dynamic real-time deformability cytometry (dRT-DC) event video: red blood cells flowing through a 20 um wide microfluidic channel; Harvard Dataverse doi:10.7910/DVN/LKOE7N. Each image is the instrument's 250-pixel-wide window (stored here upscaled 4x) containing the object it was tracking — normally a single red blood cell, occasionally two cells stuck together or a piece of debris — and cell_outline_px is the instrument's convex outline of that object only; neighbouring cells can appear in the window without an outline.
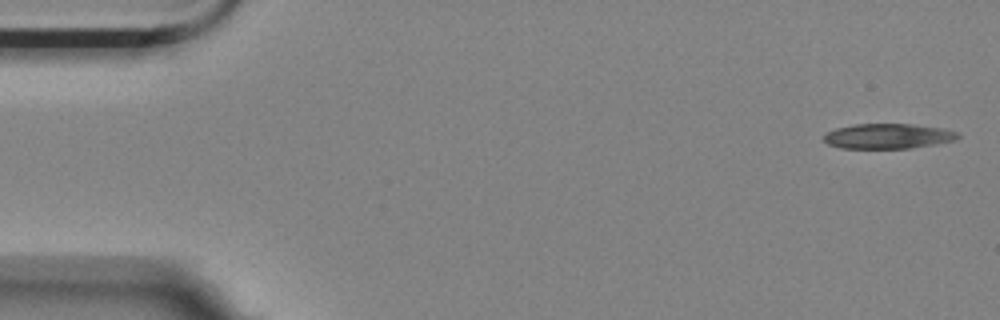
{"species": "Egyptian fruit bat (a non-hibernating species)", "species_latin": "Rousettus aegyptiacus", "temperature_condition": "room temperature", "stored_images_in_passage": 4, "camera_frame_rate_fps": 3000, "um_per_image_px": 0.085, "animal": {"sex": "female"}, "frame": {"image": 1, "passage_image": 1, "time_ms": 0.0, "image_size_px": [1000, 320], "cell_outline_px": [[960, 136], [956, 140], [936, 144], [908, 148], [840, 148], [828, 144], [824, 140], [824, 136], [828, 132], [836, 128], [852, 124], [912, 124], [940, 128], [956, 132]], "centroid_in_image_um": [75.46, 11.57], "position_along_channel_um": 9.5, "area_um2": 19.42}}